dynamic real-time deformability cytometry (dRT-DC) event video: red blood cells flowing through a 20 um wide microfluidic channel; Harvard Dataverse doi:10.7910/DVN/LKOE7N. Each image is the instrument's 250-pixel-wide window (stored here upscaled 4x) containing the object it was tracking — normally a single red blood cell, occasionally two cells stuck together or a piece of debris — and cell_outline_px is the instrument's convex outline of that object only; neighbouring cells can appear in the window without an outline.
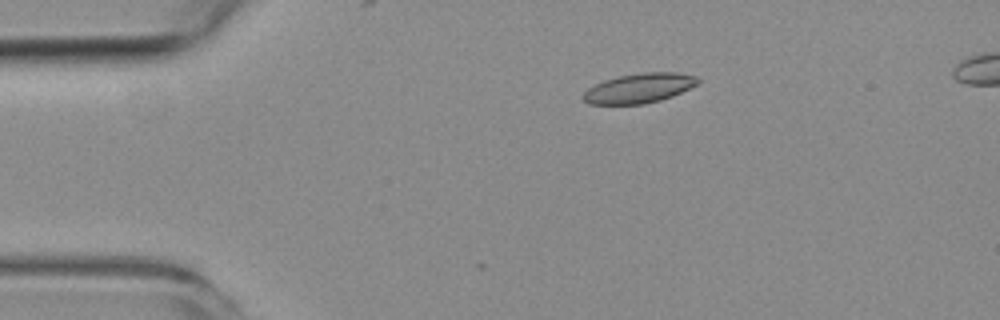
{"species": "common noctule bat (a hibernating species)", "species_latin": "Nyctalus noctula", "temperature_condition": "room temperature", "stored_images_in_passage": 5, "camera_frame_rate_fps": 3000, "um_per_image_px": 0.085, "animal": {"sex": "female", "body_mass_g": 19.3, "forearm_length_mm": 54.1}, "frame": {"image": 1, "passage_image": 2, "time_ms": 1.333, "image_size_px": [1000, 320], "cell_outline_px": [[700, 80], [696, 84], [672, 96], [660, 100], [644, 104], [588, 104], [580, 96], [588, 88], [604, 80], [616, 76], [644, 72], [676, 72], [696, 76]], "centroid_in_image_um": [54.28, 7.49], "position_along_channel_um": 30.7, "area_um2": 19.77}}